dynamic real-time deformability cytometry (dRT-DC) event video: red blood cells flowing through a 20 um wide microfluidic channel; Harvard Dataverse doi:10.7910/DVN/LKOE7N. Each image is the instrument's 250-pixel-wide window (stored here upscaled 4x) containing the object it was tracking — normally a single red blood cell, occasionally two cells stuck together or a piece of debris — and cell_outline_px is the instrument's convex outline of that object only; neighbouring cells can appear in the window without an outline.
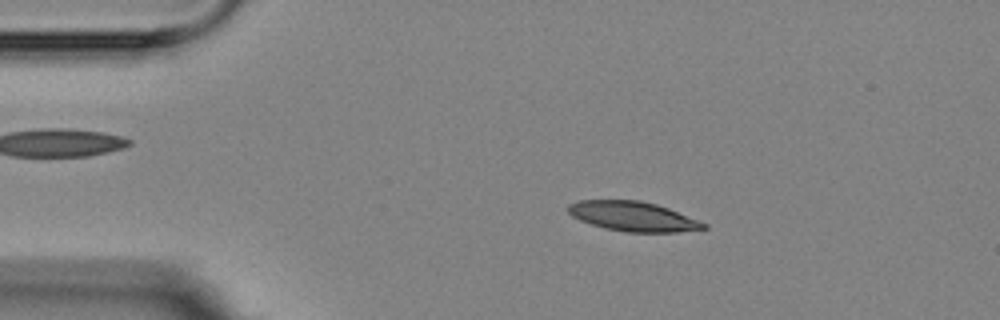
{"species": "Egyptian fruit bat (a non-hibernating species)", "species_latin": "Rousettus aegyptiacus", "temperature_condition": "room temperature", "stored_images_in_passage": 7, "camera_frame_rate_fps": 3000, "um_per_image_px": 0.085, "animal": {"sex": "female"}, "frame": {"image": 1, "passage_image": 3, "time_ms": 2.333, "image_size_px": [1000, 320], "cell_outline_px": [[708, 228], [676, 232], [628, 232], [604, 228], [580, 220], [572, 216], [568, 212], [568, 204], [580, 200], [640, 200], [656, 204], [668, 208], [708, 224]], "centroid_in_image_um": [53.8, 18.39], "position_along_channel_um": 31.2, "area_um2": 23.29}}
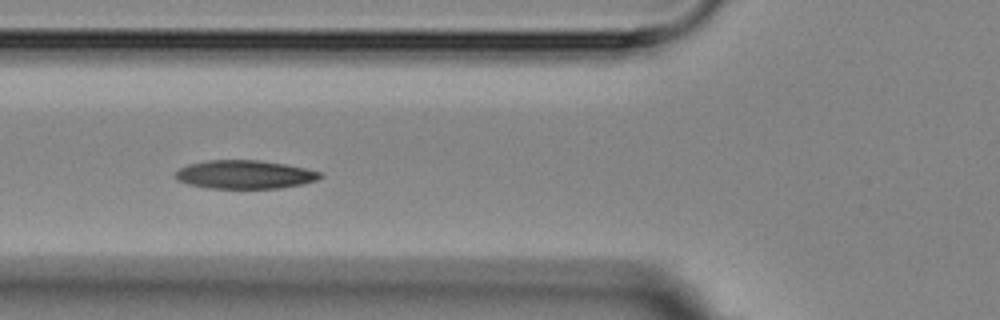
{"frame": {"image": 2, "passage_image": 6, "time_ms": 5.667, "image_size_px": [1000, 320], "cell_outline_px": [[324, 176], [316, 180], [300, 184], [280, 188], [208, 188], [188, 184], [176, 180], [172, 176], [180, 168], [188, 164], [208, 160], [260, 160], [284, 164], [304, 168], [320, 172]], "centroid_in_image_um": [20.75, 14.83], "position_along_channel_um": 105.0, "area_um2": 23.99}}
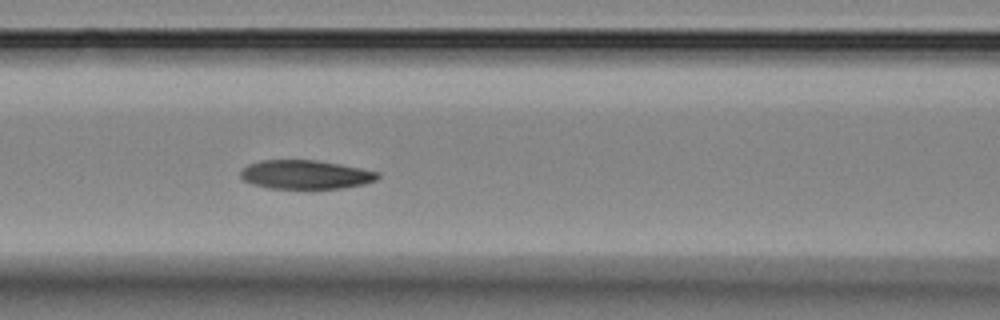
{"frame": {"image": 3, "passage_image": 7, "time_ms": 6.667, "image_size_px": [1000, 320], "cell_outline_px": [[380, 176], [376, 180], [364, 184], [340, 188], [268, 188], [252, 184], [244, 180], [240, 176], [240, 172], [248, 164], [260, 160], [316, 160], [340, 164], [380, 172]], "centroid_in_image_um": [25.97, 14.83], "position_along_channel_um": 140.6, "area_um2": 23.0}}